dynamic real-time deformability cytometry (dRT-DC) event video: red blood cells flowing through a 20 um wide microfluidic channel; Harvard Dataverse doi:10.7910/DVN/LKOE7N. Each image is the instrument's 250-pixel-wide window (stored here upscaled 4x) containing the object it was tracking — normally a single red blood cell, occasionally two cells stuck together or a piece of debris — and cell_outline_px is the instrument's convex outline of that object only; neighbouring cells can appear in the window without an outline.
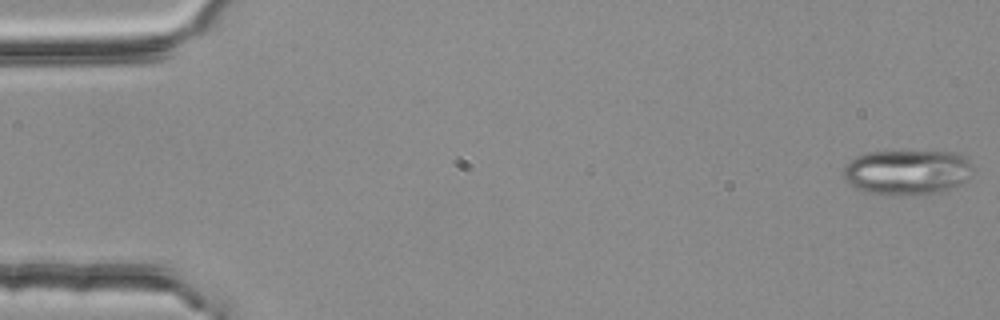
{"species": "common noctule bat (a hibernating species)", "species_latin": "Nyctalus noctula", "temperature_condition": "room temperature", "stored_images_in_passage": 5, "camera_frame_rate_fps": 3000, "um_per_image_px": 0.085, "animal": {"sex": "female", "body_mass_g": 25.1}, "frame": {"image": 1, "passage_image": 1, "time_ms": 0.0, "image_size_px": [1000, 320], "cell_outline_px": [[972, 168], [968, 180], [944, 192], [896, 196], [868, 192], [852, 184], [844, 176], [844, 164], [848, 160], [856, 156], [868, 152], [952, 152], [968, 160]], "centroid_in_image_um": [77.11, 14.64], "position_along_channel_um": 7.9, "area_um2": 33.76}}